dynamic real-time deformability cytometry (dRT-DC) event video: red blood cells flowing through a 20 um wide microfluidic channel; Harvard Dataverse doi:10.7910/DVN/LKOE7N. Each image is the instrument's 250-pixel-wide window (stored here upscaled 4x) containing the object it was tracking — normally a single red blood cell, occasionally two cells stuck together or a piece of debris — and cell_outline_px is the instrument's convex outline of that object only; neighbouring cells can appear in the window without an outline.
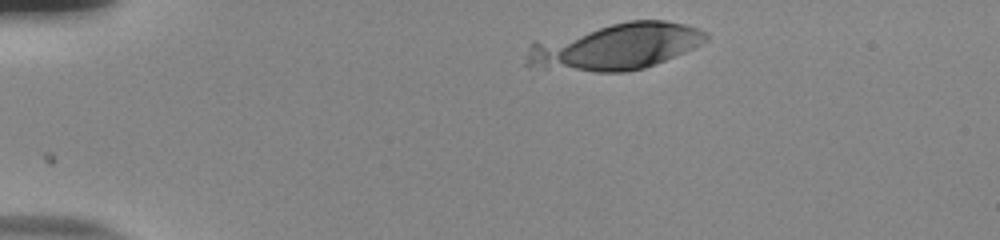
{"species": "human", "species_latin": "Homo sapiens", "temperature_condition": "room temperature", "stored_images_in_passage": 12, "camera_frame_rate_fps": 3000, "um_per_image_px": 0.085, "donor": {"sex": "male"}, "frame": {"image": 1, "passage_image": 1, "time_ms": 0.0, "image_size_px": [1000, 240], "cell_outline_px": [[708, 40], [684, 52], [656, 64], [644, 68], [624, 72], [596, 72], [528, 68], [524, 64], [532, 40], [628, 20], [664, 20], [684, 24], [700, 28], [708, 32]], "centroid_in_image_um": [52.25, 3.96], "position_along_channel_um": 32.8, "area_um2": 49.48}}
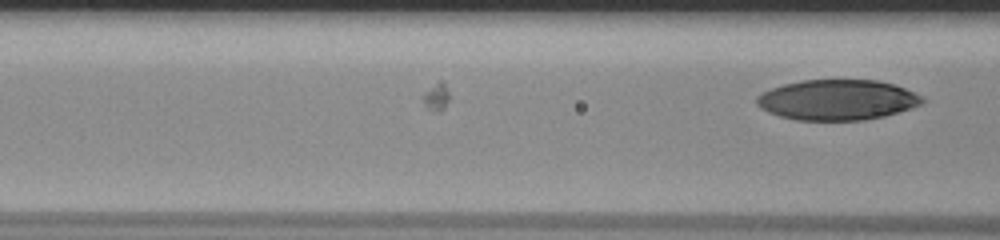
{"frame": {"image": 2, "passage_image": 12, "time_ms": 3.667, "image_size_px": [1000, 240], "cell_outline_px": [[924, 104], [912, 108], [884, 116], [864, 120], [796, 120], [780, 116], [768, 112], [760, 108], [756, 104], [756, 96], [760, 92], [784, 84], [804, 80], [876, 80], [892, 84], [904, 88], [924, 96]], "centroid_in_image_um": [71.17, 8.49], "position_along_channel_um": 95.4, "area_um2": 39.13}}